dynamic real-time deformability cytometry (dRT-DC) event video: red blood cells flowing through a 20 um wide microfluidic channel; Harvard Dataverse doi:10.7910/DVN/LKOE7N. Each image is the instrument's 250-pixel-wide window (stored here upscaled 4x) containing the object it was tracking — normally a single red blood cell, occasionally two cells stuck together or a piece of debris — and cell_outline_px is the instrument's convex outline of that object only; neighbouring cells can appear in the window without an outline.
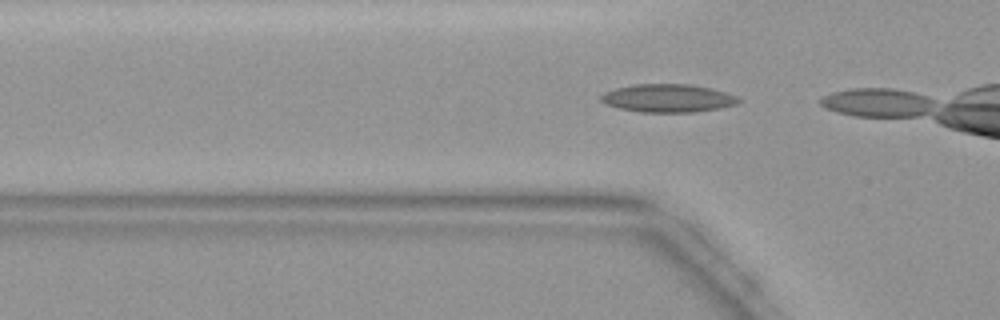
{"species": "common noctule bat (a hibernating species)", "species_latin": "Nyctalus noctula", "temperature_condition": "warm", "stored_images_in_passage": 2, "camera_frame_rate_fps": 3000, "um_per_image_px": 0.085, "animal": {"sex": "female", "body_mass_g": 19.9}, "frame": {"image": 1, "passage_image": 2, "time_ms": 0.333, "image_size_px": [1000, 320], "cell_outline_px": [[744, 100], [736, 104], [720, 108], [696, 112], [640, 112], [620, 108], [608, 104], [600, 100], [600, 96], [604, 92], [616, 88], [636, 84], [692, 84], [712, 88], [736, 96]], "centroid_in_image_um": [56.81, 8.34], "position_along_channel_um": 69.0, "area_um2": 22.54}}